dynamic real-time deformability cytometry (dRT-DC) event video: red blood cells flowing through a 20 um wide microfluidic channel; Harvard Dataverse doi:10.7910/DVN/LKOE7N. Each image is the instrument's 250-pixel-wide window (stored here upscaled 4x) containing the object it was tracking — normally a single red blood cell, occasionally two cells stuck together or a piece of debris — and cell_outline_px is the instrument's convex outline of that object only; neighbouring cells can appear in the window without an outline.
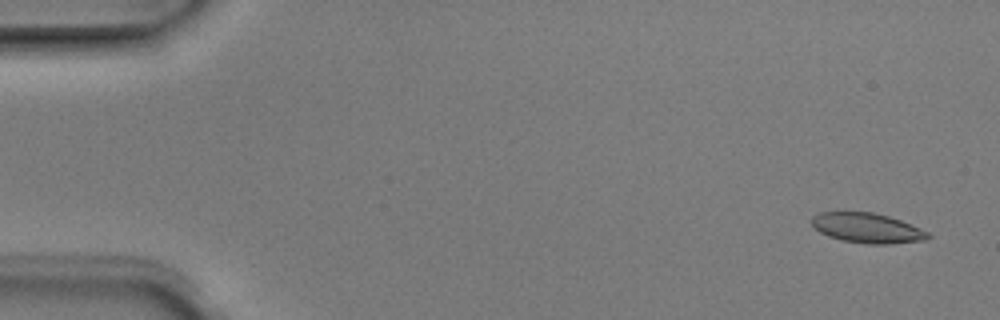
{"species": "Egyptian fruit bat (a non-hibernating species)", "species_latin": "Rousettus aegyptiacus", "temperature_condition": "room temperature", "stored_images_in_passage": 4, "camera_frame_rate_fps": 3000, "um_per_image_px": 0.085, "animal": {"sex": "male"}, "frame": {"image": 1, "passage_image": 1, "time_ms": 0.0, "image_size_px": [1000, 320], "cell_outline_px": [[932, 236], [924, 240], [888, 244], [868, 244], [840, 240], [828, 236], [820, 232], [812, 224], [812, 216], [820, 212], [872, 212], [888, 216], [900, 220], [920, 228], [928, 232]], "centroid_in_image_um": [73.71, 19.38], "position_along_channel_um": 11.3, "area_um2": 20.17}}
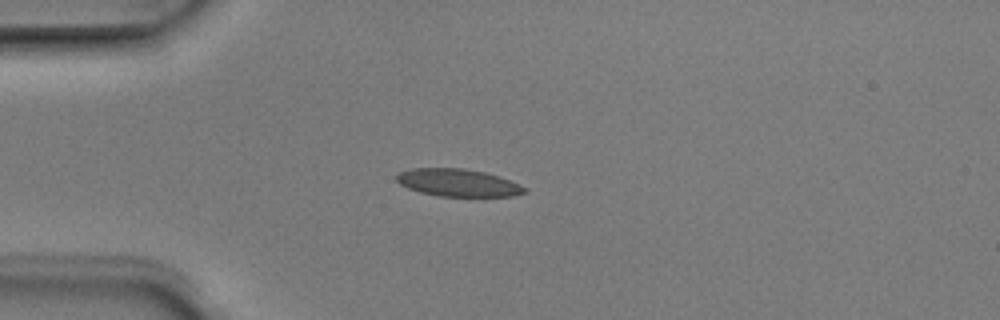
{"frame": {"image": 2, "passage_image": 3, "time_ms": 0.667, "image_size_px": [1000, 320], "cell_outline_px": [[528, 192], [512, 196], [440, 196], [420, 192], [408, 188], [400, 184], [396, 180], [396, 176], [400, 172], [412, 168], [464, 168], [484, 172], [520, 184], [528, 188]], "centroid_in_image_um": [38.94, 15.53], "position_along_channel_um": 46.1, "area_um2": 20.4}}